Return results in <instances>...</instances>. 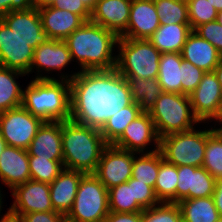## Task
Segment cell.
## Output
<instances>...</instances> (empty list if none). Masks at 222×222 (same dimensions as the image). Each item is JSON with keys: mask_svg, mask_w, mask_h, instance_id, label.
Segmentation results:
<instances>
[{"mask_svg": "<svg viewBox=\"0 0 222 222\" xmlns=\"http://www.w3.org/2000/svg\"><path fill=\"white\" fill-rule=\"evenodd\" d=\"M70 81V119L101 130L107 120L133 103L127 79L116 69L79 71Z\"/></svg>", "mask_w": 222, "mask_h": 222, "instance_id": "6da1fadb", "label": "cell"}, {"mask_svg": "<svg viewBox=\"0 0 222 222\" xmlns=\"http://www.w3.org/2000/svg\"><path fill=\"white\" fill-rule=\"evenodd\" d=\"M119 37L113 32L91 21H86L64 41L71 58L78 60L81 71L112 70L116 67L117 56L113 48Z\"/></svg>", "mask_w": 222, "mask_h": 222, "instance_id": "7a4b0ae2", "label": "cell"}, {"mask_svg": "<svg viewBox=\"0 0 222 222\" xmlns=\"http://www.w3.org/2000/svg\"><path fill=\"white\" fill-rule=\"evenodd\" d=\"M37 75L23 91L22 106L44 122L66 121L71 116L69 77L61 81Z\"/></svg>", "mask_w": 222, "mask_h": 222, "instance_id": "3957f363", "label": "cell"}, {"mask_svg": "<svg viewBox=\"0 0 222 222\" xmlns=\"http://www.w3.org/2000/svg\"><path fill=\"white\" fill-rule=\"evenodd\" d=\"M63 166L94 174L103 150L108 146L100 130L74 121H61Z\"/></svg>", "mask_w": 222, "mask_h": 222, "instance_id": "277c9868", "label": "cell"}, {"mask_svg": "<svg viewBox=\"0 0 222 222\" xmlns=\"http://www.w3.org/2000/svg\"><path fill=\"white\" fill-rule=\"evenodd\" d=\"M159 138L194 129L200 123L194 115L188 95L162 92L148 111Z\"/></svg>", "mask_w": 222, "mask_h": 222, "instance_id": "5b68a950", "label": "cell"}, {"mask_svg": "<svg viewBox=\"0 0 222 222\" xmlns=\"http://www.w3.org/2000/svg\"><path fill=\"white\" fill-rule=\"evenodd\" d=\"M115 69L125 78H157L161 52L148 39L120 37Z\"/></svg>", "mask_w": 222, "mask_h": 222, "instance_id": "8992f818", "label": "cell"}, {"mask_svg": "<svg viewBox=\"0 0 222 222\" xmlns=\"http://www.w3.org/2000/svg\"><path fill=\"white\" fill-rule=\"evenodd\" d=\"M213 132L214 128L169 134L160 138L159 150L164 160L177 167H202L207 139Z\"/></svg>", "mask_w": 222, "mask_h": 222, "instance_id": "52a82bcc", "label": "cell"}, {"mask_svg": "<svg viewBox=\"0 0 222 222\" xmlns=\"http://www.w3.org/2000/svg\"><path fill=\"white\" fill-rule=\"evenodd\" d=\"M109 212L108 189L94 174H85L67 221L102 222Z\"/></svg>", "mask_w": 222, "mask_h": 222, "instance_id": "ba28073f", "label": "cell"}, {"mask_svg": "<svg viewBox=\"0 0 222 222\" xmlns=\"http://www.w3.org/2000/svg\"><path fill=\"white\" fill-rule=\"evenodd\" d=\"M44 121L23 106L0 113V134L7 146L27 150Z\"/></svg>", "mask_w": 222, "mask_h": 222, "instance_id": "9c48e42d", "label": "cell"}, {"mask_svg": "<svg viewBox=\"0 0 222 222\" xmlns=\"http://www.w3.org/2000/svg\"><path fill=\"white\" fill-rule=\"evenodd\" d=\"M136 152L108 145L102 152L94 175L110 189L127 182L132 177V165Z\"/></svg>", "mask_w": 222, "mask_h": 222, "instance_id": "30bf717a", "label": "cell"}, {"mask_svg": "<svg viewBox=\"0 0 222 222\" xmlns=\"http://www.w3.org/2000/svg\"><path fill=\"white\" fill-rule=\"evenodd\" d=\"M189 99L200 122L222 115V88L214 71L204 73L198 87L189 94Z\"/></svg>", "mask_w": 222, "mask_h": 222, "instance_id": "8fae6325", "label": "cell"}, {"mask_svg": "<svg viewBox=\"0 0 222 222\" xmlns=\"http://www.w3.org/2000/svg\"><path fill=\"white\" fill-rule=\"evenodd\" d=\"M11 192L15 200L7 213L12 216H22L32 212L54 211L48 183L30 179L15 186Z\"/></svg>", "mask_w": 222, "mask_h": 222, "instance_id": "7c38bea8", "label": "cell"}, {"mask_svg": "<svg viewBox=\"0 0 222 222\" xmlns=\"http://www.w3.org/2000/svg\"><path fill=\"white\" fill-rule=\"evenodd\" d=\"M27 43L0 18V66L30 73L34 48Z\"/></svg>", "mask_w": 222, "mask_h": 222, "instance_id": "4fadbf2b", "label": "cell"}, {"mask_svg": "<svg viewBox=\"0 0 222 222\" xmlns=\"http://www.w3.org/2000/svg\"><path fill=\"white\" fill-rule=\"evenodd\" d=\"M1 19L18 37L28 42L27 44L34 49L49 40L42 27L38 9L32 6L10 11Z\"/></svg>", "mask_w": 222, "mask_h": 222, "instance_id": "5bb4252c", "label": "cell"}, {"mask_svg": "<svg viewBox=\"0 0 222 222\" xmlns=\"http://www.w3.org/2000/svg\"><path fill=\"white\" fill-rule=\"evenodd\" d=\"M216 179L204 168L194 166L178 167L176 203L199 197H211Z\"/></svg>", "mask_w": 222, "mask_h": 222, "instance_id": "9a60e30c", "label": "cell"}, {"mask_svg": "<svg viewBox=\"0 0 222 222\" xmlns=\"http://www.w3.org/2000/svg\"><path fill=\"white\" fill-rule=\"evenodd\" d=\"M156 145L154 149L159 150L160 138L155 128V124L148 112H142L139 116L132 121L122 136L113 144V146L126 150L139 153H144L145 147L151 142Z\"/></svg>", "mask_w": 222, "mask_h": 222, "instance_id": "2e32d148", "label": "cell"}, {"mask_svg": "<svg viewBox=\"0 0 222 222\" xmlns=\"http://www.w3.org/2000/svg\"><path fill=\"white\" fill-rule=\"evenodd\" d=\"M131 4L132 0H98L90 21L120 38L127 30Z\"/></svg>", "mask_w": 222, "mask_h": 222, "instance_id": "e0dca14e", "label": "cell"}, {"mask_svg": "<svg viewBox=\"0 0 222 222\" xmlns=\"http://www.w3.org/2000/svg\"><path fill=\"white\" fill-rule=\"evenodd\" d=\"M160 26L153 0H132L129 23L122 38L148 39Z\"/></svg>", "mask_w": 222, "mask_h": 222, "instance_id": "ac0fdd59", "label": "cell"}, {"mask_svg": "<svg viewBox=\"0 0 222 222\" xmlns=\"http://www.w3.org/2000/svg\"><path fill=\"white\" fill-rule=\"evenodd\" d=\"M29 156L63 161L61 121L44 122L27 148Z\"/></svg>", "mask_w": 222, "mask_h": 222, "instance_id": "d6986e66", "label": "cell"}, {"mask_svg": "<svg viewBox=\"0 0 222 222\" xmlns=\"http://www.w3.org/2000/svg\"><path fill=\"white\" fill-rule=\"evenodd\" d=\"M0 178L11 190L31 179L27 150L6 146L0 156Z\"/></svg>", "mask_w": 222, "mask_h": 222, "instance_id": "ffe728a7", "label": "cell"}, {"mask_svg": "<svg viewBox=\"0 0 222 222\" xmlns=\"http://www.w3.org/2000/svg\"><path fill=\"white\" fill-rule=\"evenodd\" d=\"M85 173L64 168L50 185V198L54 211L65 216L71 211L79 183Z\"/></svg>", "mask_w": 222, "mask_h": 222, "instance_id": "44dd1931", "label": "cell"}, {"mask_svg": "<svg viewBox=\"0 0 222 222\" xmlns=\"http://www.w3.org/2000/svg\"><path fill=\"white\" fill-rule=\"evenodd\" d=\"M42 27L49 39L65 40L85 21L67 10L56 9L53 6L39 9Z\"/></svg>", "mask_w": 222, "mask_h": 222, "instance_id": "7402d4cb", "label": "cell"}, {"mask_svg": "<svg viewBox=\"0 0 222 222\" xmlns=\"http://www.w3.org/2000/svg\"><path fill=\"white\" fill-rule=\"evenodd\" d=\"M72 61L71 53L64 40L49 39L34 49L30 72L36 67L47 72L65 68Z\"/></svg>", "mask_w": 222, "mask_h": 222, "instance_id": "603a6c76", "label": "cell"}, {"mask_svg": "<svg viewBox=\"0 0 222 222\" xmlns=\"http://www.w3.org/2000/svg\"><path fill=\"white\" fill-rule=\"evenodd\" d=\"M182 58L205 72L214 71L222 54L208 41L191 32L183 46Z\"/></svg>", "mask_w": 222, "mask_h": 222, "instance_id": "cb8c5ba5", "label": "cell"}, {"mask_svg": "<svg viewBox=\"0 0 222 222\" xmlns=\"http://www.w3.org/2000/svg\"><path fill=\"white\" fill-rule=\"evenodd\" d=\"M191 32L190 24H160L148 40L161 53H181L186 39Z\"/></svg>", "mask_w": 222, "mask_h": 222, "instance_id": "d4e9b609", "label": "cell"}, {"mask_svg": "<svg viewBox=\"0 0 222 222\" xmlns=\"http://www.w3.org/2000/svg\"><path fill=\"white\" fill-rule=\"evenodd\" d=\"M177 204L183 222H218L220 219L213 196L182 200Z\"/></svg>", "mask_w": 222, "mask_h": 222, "instance_id": "484cf974", "label": "cell"}, {"mask_svg": "<svg viewBox=\"0 0 222 222\" xmlns=\"http://www.w3.org/2000/svg\"><path fill=\"white\" fill-rule=\"evenodd\" d=\"M183 61L181 53H162L159 61L158 81L163 92L181 94Z\"/></svg>", "mask_w": 222, "mask_h": 222, "instance_id": "4316f807", "label": "cell"}, {"mask_svg": "<svg viewBox=\"0 0 222 222\" xmlns=\"http://www.w3.org/2000/svg\"><path fill=\"white\" fill-rule=\"evenodd\" d=\"M25 73L0 66V113L22 106L23 90L16 82Z\"/></svg>", "mask_w": 222, "mask_h": 222, "instance_id": "83f0119b", "label": "cell"}, {"mask_svg": "<svg viewBox=\"0 0 222 222\" xmlns=\"http://www.w3.org/2000/svg\"><path fill=\"white\" fill-rule=\"evenodd\" d=\"M177 182L178 167L164 160L159 150V172L154 187L159 202L176 203Z\"/></svg>", "mask_w": 222, "mask_h": 222, "instance_id": "f1b7e54d", "label": "cell"}, {"mask_svg": "<svg viewBox=\"0 0 222 222\" xmlns=\"http://www.w3.org/2000/svg\"><path fill=\"white\" fill-rule=\"evenodd\" d=\"M142 112L139 104L133 102L110 117L100 130L106 143L113 145L122 136L127 126Z\"/></svg>", "mask_w": 222, "mask_h": 222, "instance_id": "f546056e", "label": "cell"}, {"mask_svg": "<svg viewBox=\"0 0 222 222\" xmlns=\"http://www.w3.org/2000/svg\"><path fill=\"white\" fill-rule=\"evenodd\" d=\"M132 93L133 102L139 104L144 112H148L163 92L157 78H126Z\"/></svg>", "mask_w": 222, "mask_h": 222, "instance_id": "4dcf8cb0", "label": "cell"}, {"mask_svg": "<svg viewBox=\"0 0 222 222\" xmlns=\"http://www.w3.org/2000/svg\"><path fill=\"white\" fill-rule=\"evenodd\" d=\"M109 211L118 213L142 212L144 208L133 200L132 177L125 183L108 189Z\"/></svg>", "mask_w": 222, "mask_h": 222, "instance_id": "1f68e13d", "label": "cell"}, {"mask_svg": "<svg viewBox=\"0 0 222 222\" xmlns=\"http://www.w3.org/2000/svg\"><path fill=\"white\" fill-rule=\"evenodd\" d=\"M159 172V150H152L142 153V156H134L132 165V178L138 182L155 187L156 178Z\"/></svg>", "mask_w": 222, "mask_h": 222, "instance_id": "d6a6232c", "label": "cell"}, {"mask_svg": "<svg viewBox=\"0 0 222 222\" xmlns=\"http://www.w3.org/2000/svg\"><path fill=\"white\" fill-rule=\"evenodd\" d=\"M159 22L166 24H190L186 0H153Z\"/></svg>", "mask_w": 222, "mask_h": 222, "instance_id": "836d02e7", "label": "cell"}, {"mask_svg": "<svg viewBox=\"0 0 222 222\" xmlns=\"http://www.w3.org/2000/svg\"><path fill=\"white\" fill-rule=\"evenodd\" d=\"M63 169V161H52L38 156H29L31 180L51 184Z\"/></svg>", "mask_w": 222, "mask_h": 222, "instance_id": "e575fe53", "label": "cell"}, {"mask_svg": "<svg viewBox=\"0 0 222 222\" xmlns=\"http://www.w3.org/2000/svg\"><path fill=\"white\" fill-rule=\"evenodd\" d=\"M202 167L215 179H222V138L215 132L207 139Z\"/></svg>", "mask_w": 222, "mask_h": 222, "instance_id": "d590c367", "label": "cell"}, {"mask_svg": "<svg viewBox=\"0 0 222 222\" xmlns=\"http://www.w3.org/2000/svg\"><path fill=\"white\" fill-rule=\"evenodd\" d=\"M142 222H183L177 203L160 202L142 211Z\"/></svg>", "mask_w": 222, "mask_h": 222, "instance_id": "8d00e7d4", "label": "cell"}, {"mask_svg": "<svg viewBox=\"0 0 222 222\" xmlns=\"http://www.w3.org/2000/svg\"><path fill=\"white\" fill-rule=\"evenodd\" d=\"M188 17L192 31L201 24L215 21L217 11L209 0H186Z\"/></svg>", "mask_w": 222, "mask_h": 222, "instance_id": "74e56055", "label": "cell"}, {"mask_svg": "<svg viewBox=\"0 0 222 222\" xmlns=\"http://www.w3.org/2000/svg\"><path fill=\"white\" fill-rule=\"evenodd\" d=\"M180 68H182L181 94L189 96L198 87L205 71L184 59Z\"/></svg>", "mask_w": 222, "mask_h": 222, "instance_id": "f35d334b", "label": "cell"}, {"mask_svg": "<svg viewBox=\"0 0 222 222\" xmlns=\"http://www.w3.org/2000/svg\"><path fill=\"white\" fill-rule=\"evenodd\" d=\"M193 32L210 42L222 54V26L217 20L197 26Z\"/></svg>", "mask_w": 222, "mask_h": 222, "instance_id": "ab89813d", "label": "cell"}, {"mask_svg": "<svg viewBox=\"0 0 222 222\" xmlns=\"http://www.w3.org/2000/svg\"><path fill=\"white\" fill-rule=\"evenodd\" d=\"M132 193L133 200H136L144 209L153 207L154 205L159 204L154 188L138 182V180L132 178Z\"/></svg>", "mask_w": 222, "mask_h": 222, "instance_id": "60d3db41", "label": "cell"}, {"mask_svg": "<svg viewBox=\"0 0 222 222\" xmlns=\"http://www.w3.org/2000/svg\"><path fill=\"white\" fill-rule=\"evenodd\" d=\"M52 6L79 15L85 22L90 21L91 11L81 0H55Z\"/></svg>", "mask_w": 222, "mask_h": 222, "instance_id": "b9f144b4", "label": "cell"}, {"mask_svg": "<svg viewBox=\"0 0 222 222\" xmlns=\"http://www.w3.org/2000/svg\"><path fill=\"white\" fill-rule=\"evenodd\" d=\"M22 222H65L66 216L56 211L32 212L22 216H14Z\"/></svg>", "mask_w": 222, "mask_h": 222, "instance_id": "7bdbcfd3", "label": "cell"}, {"mask_svg": "<svg viewBox=\"0 0 222 222\" xmlns=\"http://www.w3.org/2000/svg\"><path fill=\"white\" fill-rule=\"evenodd\" d=\"M102 222H142V212L118 213L110 211Z\"/></svg>", "mask_w": 222, "mask_h": 222, "instance_id": "ee69618b", "label": "cell"}, {"mask_svg": "<svg viewBox=\"0 0 222 222\" xmlns=\"http://www.w3.org/2000/svg\"><path fill=\"white\" fill-rule=\"evenodd\" d=\"M30 6V0H0V18L8 12Z\"/></svg>", "mask_w": 222, "mask_h": 222, "instance_id": "f6af8a7d", "label": "cell"}, {"mask_svg": "<svg viewBox=\"0 0 222 222\" xmlns=\"http://www.w3.org/2000/svg\"><path fill=\"white\" fill-rule=\"evenodd\" d=\"M213 198L215 201L216 209L219 212L220 217H222V179H216L215 181Z\"/></svg>", "mask_w": 222, "mask_h": 222, "instance_id": "bcb514c9", "label": "cell"}, {"mask_svg": "<svg viewBox=\"0 0 222 222\" xmlns=\"http://www.w3.org/2000/svg\"><path fill=\"white\" fill-rule=\"evenodd\" d=\"M55 3V0H30V6L36 9L50 7Z\"/></svg>", "mask_w": 222, "mask_h": 222, "instance_id": "7dc6e473", "label": "cell"}, {"mask_svg": "<svg viewBox=\"0 0 222 222\" xmlns=\"http://www.w3.org/2000/svg\"><path fill=\"white\" fill-rule=\"evenodd\" d=\"M214 72H215V74H216V76L218 78V81H219V83L221 85V88H222V56H221L219 64L214 69Z\"/></svg>", "mask_w": 222, "mask_h": 222, "instance_id": "c3c4849f", "label": "cell"}, {"mask_svg": "<svg viewBox=\"0 0 222 222\" xmlns=\"http://www.w3.org/2000/svg\"><path fill=\"white\" fill-rule=\"evenodd\" d=\"M85 6L90 10L92 11L95 7H96V4L98 2V0H81Z\"/></svg>", "mask_w": 222, "mask_h": 222, "instance_id": "681fc988", "label": "cell"}, {"mask_svg": "<svg viewBox=\"0 0 222 222\" xmlns=\"http://www.w3.org/2000/svg\"><path fill=\"white\" fill-rule=\"evenodd\" d=\"M217 12L222 11V0H209Z\"/></svg>", "mask_w": 222, "mask_h": 222, "instance_id": "f907efd6", "label": "cell"}, {"mask_svg": "<svg viewBox=\"0 0 222 222\" xmlns=\"http://www.w3.org/2000/svg\"><path fill=\"white\" fill-rule=\"evenodd\" d=\"M6 146H7L6 142L4 141V139L2 138V136L0 134V156ZM0 196H2L1 190H0Z\"/></svg>", "mask_w": 222, "mask_h": 222, "instance_id": "816d5d0a", "label": "cell"}, {"mask_svg": "<svg viewBox=\"0 0 222 222\" xmlns=\"http://www.w3.org/2000/svg\"><path fill=\"white\" fill-rule=\"evenodd\" d=\"M215 120H218L221 123L222 122V115L220 117L216 118ZM214 132L222 138V128L221 127L214 129Z\"/></svg>", "mask_w": 222, "mask_h": 222, "instance_id": "f5cc1de1", "label": "cell"}, {"mask_svg": "<svg viewBox=\"0 0 222 222\" xmlns=\"http://www.w3.org/2000/svg\"><path fill=\"white\" fill-rule=\"evenodd\" d=\"M1 213V210H0ZM0 222H11V215L6 213L3 215V217L0 219Z\"/></svg>", "mask_w": 222, "mask_h": 222, "instance_id": "db71d44e", "label": "cell"}, {"mask_svg": "<svg viewBox=\"0 0 222 222\" xmlns=\"http://www.w3.org/2000/svg\"><path fill=\"white\" fill-rule=\"evenodd\" d=\"M217 22L222 26V11L217 12Z\"/></svg>", "mask_w": 222, "mask_h": 222, "instance_id": "11a10c76", "label": "cell"}, {"mask_svg": "<svg viewBox=\"0 0 222 222\" xmlns=\"http://www.w3.org/2000/svg\"><path fill=\"white\" fill-rule=\"evenodd\" d=\"M11 222H22L19 218L11 215Z\"/></svg>", "mask_w": 222, "mask_h": 222, "instance_id": "9f6ffc18", "label": "cell"}]
</instances>
